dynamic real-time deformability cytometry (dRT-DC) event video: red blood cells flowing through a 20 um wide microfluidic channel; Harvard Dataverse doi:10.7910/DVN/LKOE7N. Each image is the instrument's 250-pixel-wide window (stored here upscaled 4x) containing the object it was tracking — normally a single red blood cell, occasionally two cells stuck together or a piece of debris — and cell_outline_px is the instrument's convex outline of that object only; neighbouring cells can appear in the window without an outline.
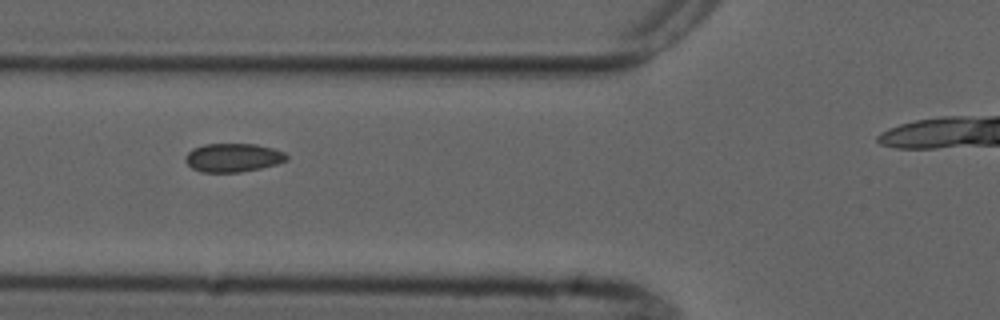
{"species": "common noctule bat (a hibernating species)", "species_latin": "Nyctalus noctula", "temperature_condition": "cold", "stored_images_in_passage": 9, "camera_frame_rate_fps": 3000, "um_per_image_px": 0.085, "animal": {"sex": "male", "forearm_length_mm": 52.5}, "frame": {"image": 1, "passage_image": 2, "time_ms": 1.333, "image_size_px": [1000, 320], "cell_outline_px": [[288, 160], [276, 164], [260, 168], [240, 172], [200, 172], [192, 168], [184, 160], [184, 156], [192, 148], [204, 144], [256, 144], [272, 148], [284, 152], [288, 156]], "centroid_in_image_um": [19.78, 13.39], "position_along_channel_um": 106.0, "area_um2": 16.94}}
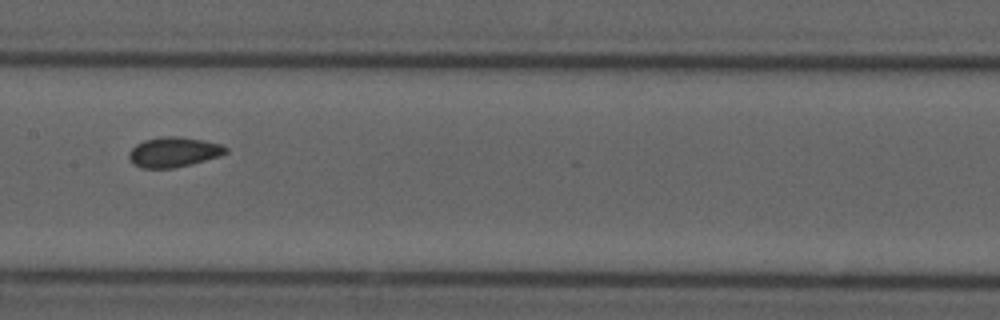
{"frame": {"image": 2, "passage_image": 4, "time_ms": 3.667, "image_size_px": [1000, 320], "cell_outline_px": [[228, 152], [220, 156], [192, 164], [172, 168], [144, 168], [132, 164], [128, 156], [128, 152], [136, 144], [144, 140], [160, 136], [176, 136], [204, 140], [220, 144], [228, 148]], "centroid_in_image_um": [14.75, 12.92], "position_along_channel_um": 192.6, "area_um2": 17.05}}
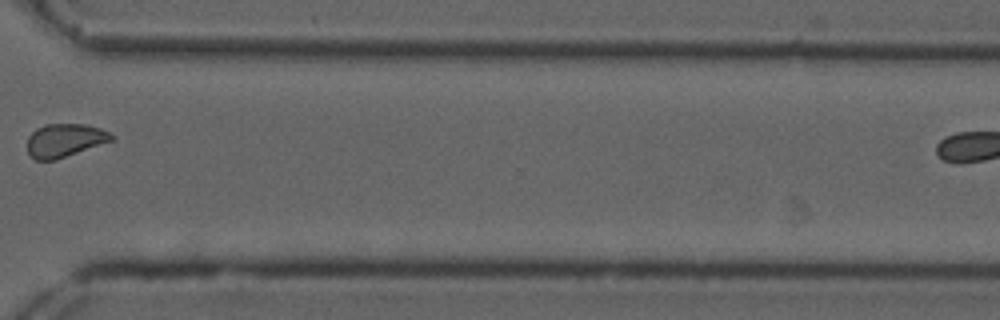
{"frame": {"image": 3, "passage_image": 8, "time_ms": 8.333, "image_size_px": [1000, 320], "cell_outline_px": [[116, 140], [56, 160], [36, 160], [28, 152], [28, 136], [36, 128], [44, 124], [84, 124], [100, 128], [116, 136]], "centroid_in_image_um": [5.55, 11.93], "position_along_channel_um": 365.1, "area_um2": 16.59}}